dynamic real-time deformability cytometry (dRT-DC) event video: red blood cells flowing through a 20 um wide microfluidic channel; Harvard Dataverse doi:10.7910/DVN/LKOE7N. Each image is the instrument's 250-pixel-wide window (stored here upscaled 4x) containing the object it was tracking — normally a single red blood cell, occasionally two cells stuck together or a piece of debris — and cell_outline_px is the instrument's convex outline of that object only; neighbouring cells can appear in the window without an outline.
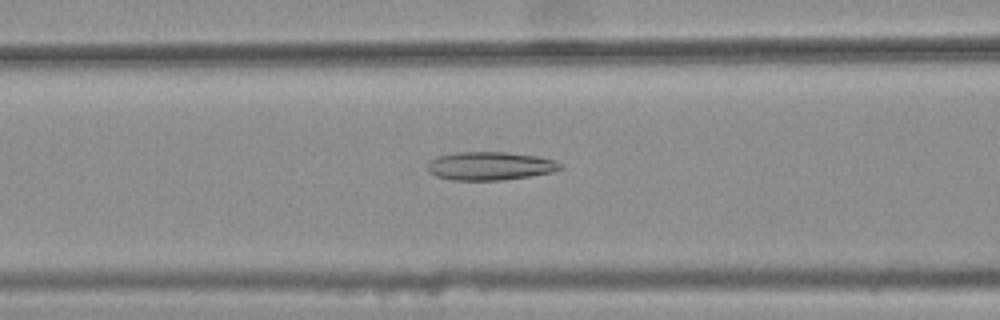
{"species": "common noctule bat (a hibernating species)", "species_latin": "Nyctalus noctula", "temperature_condition": "warm", "stored_images_in_passage": 46, "camera_frame_rate_fps": 3000, "um_per_image_px": 0.085, "animal": {"sex": "female", "body_mass_g": 25.1}, "frame": {"image": 1, "passage_image": 21, "time_ms": 6.667, "image_size_px": [1000, 320], "cell_outline_px": [[560, 168], [552, 172], [504, 180], [452, 180], [436, 176], [428, 172], [428, 164], [436, 156], [456, 152], [508, 152], [536, 156], [552, 160], [560, 164]], "centroid_in_image_um": [41.59, 14.1], "position_along_channel_um": 125.0, "area_um2": 21.73}}
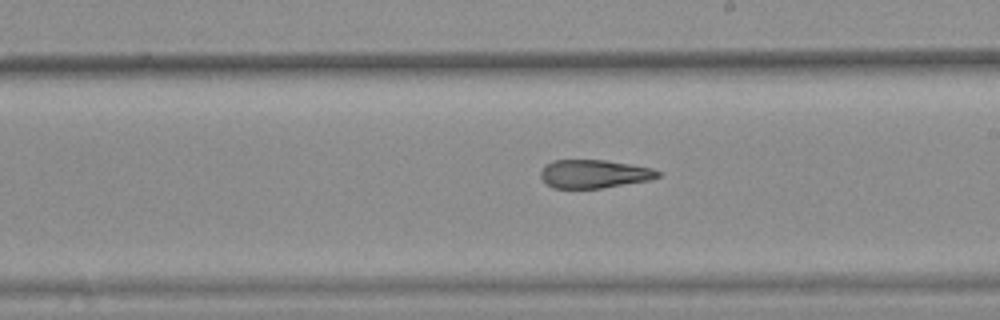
{"frame": {"image": 2, "passage_image": 30, "time_ms": 9.667, "image_size_px": [1000, 320], "cell_outline_px": [[660, 176], [648, 180], [600, 188], [552, 188], [540, 176], [540, 172], [552, 160], [604, 160], [652, 168], [660, 172]], "centroid_in_image_um": [50.48, 14.78], "position_along_channel_um": 238.5, "area_um2": 19.02}}
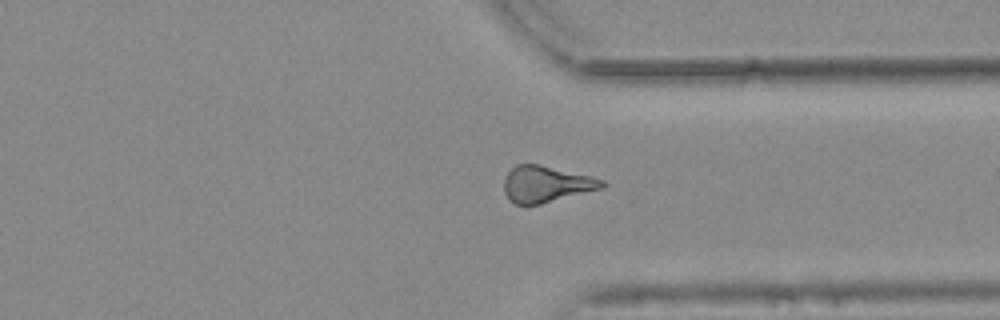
{"frame": {"image": 3, "passage_image": 40, "time_ms": 13.0, "image_size_px": [1000, 320], "cell_outline_px": [[608, 184], [604, 188], [540, 204], [516, 204], [508, 200], [504, 192], [504, 176], [516, 164], [540, 164], [592, 176], [604, 180]], "centroid_in_image_um": [46.44, 15.64], "position_along_channel_um": 365.0, "area_um2": 20.98}, "authors_computed_cell_mechanics": {"area_um2": 21.0103, "velocity_mm_per_s": 3.7947, "shape_relaxation_time_tau1_ms": null, "shape_relaxation_time_tau2_ms": 4.1053, "deformation_change_tau1": null, "deformation_change_tau2": 0.1536}}